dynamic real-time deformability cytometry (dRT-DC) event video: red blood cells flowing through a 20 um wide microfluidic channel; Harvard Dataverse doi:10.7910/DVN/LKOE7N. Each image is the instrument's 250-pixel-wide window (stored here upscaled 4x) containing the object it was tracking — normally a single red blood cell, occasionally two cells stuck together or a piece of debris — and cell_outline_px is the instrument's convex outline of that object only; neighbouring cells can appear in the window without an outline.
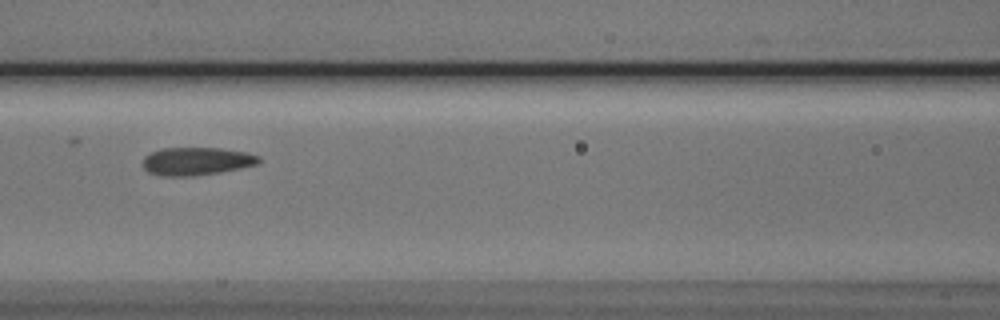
{"species": "Egyptian fruit bat (a non-hibernating species)", "species_latin": "Rousettus aegyptiacus", "temperature_condition": "cold", "stored_images_in_passage": 6, "camera_frame_rate_fps": 3000, "um_per_image_px": 0.085, "animal": {"sex": "male"}, "frame": {"image": 1, "passage_image": 4, "time_ms": 4.333, "image_size_px": [1000, 320], "cell_outline_px": [[260, 164], [220, 172], [192, 176], [160, 176], [148, 172], [144, 168], [144, 156], [160, 148], [220, 148], [248, 152], [260, 156]], "centroid_in_image_um": [16.73, 13.7], "position_along_channel_um": 149.9, "area_um2": 19.02}}
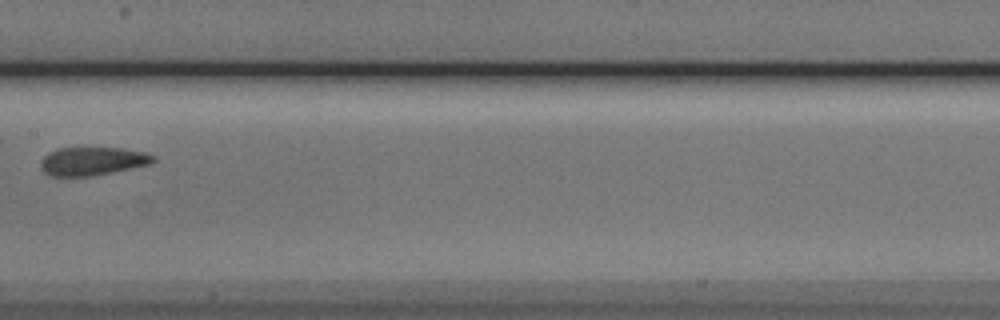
{"frame": {"image": 2, "passage_image": 5, "time_ms": 5.667, "image_size_px": [1000, 320], "cell_outline_px": [[156, 160], [148, 164], [112, 172], [88, 176], [48, 176], [40, 168], [40, 160], [44, 156], [60, 148], [120, 148], [144, 152], [156, 156]], "centroid_in_image_um": [7.83, 13.7], "position_along_channel_um": 199.6, "area_um2": 18.38}}
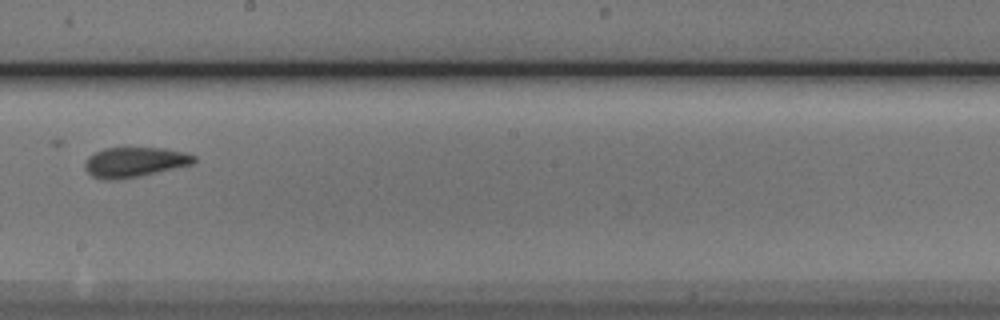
{"frame": {"image": 3, "passage_image": 6, "time_ms": 6.667, "image_size_px": [1000, 320], "cell_outline_px": [[196, 160], [192, 164], [140, 176], [116, 180], [100, 180], [92, 176], [84, 168], [84, 164], [88, 156], [104, 148], [164, 148], [184, 152], [196, 156]], "centroid_in_image_um": [11.41, 13.79], "position_along_channel_um": 236.8, "area_um2": 19.07}}